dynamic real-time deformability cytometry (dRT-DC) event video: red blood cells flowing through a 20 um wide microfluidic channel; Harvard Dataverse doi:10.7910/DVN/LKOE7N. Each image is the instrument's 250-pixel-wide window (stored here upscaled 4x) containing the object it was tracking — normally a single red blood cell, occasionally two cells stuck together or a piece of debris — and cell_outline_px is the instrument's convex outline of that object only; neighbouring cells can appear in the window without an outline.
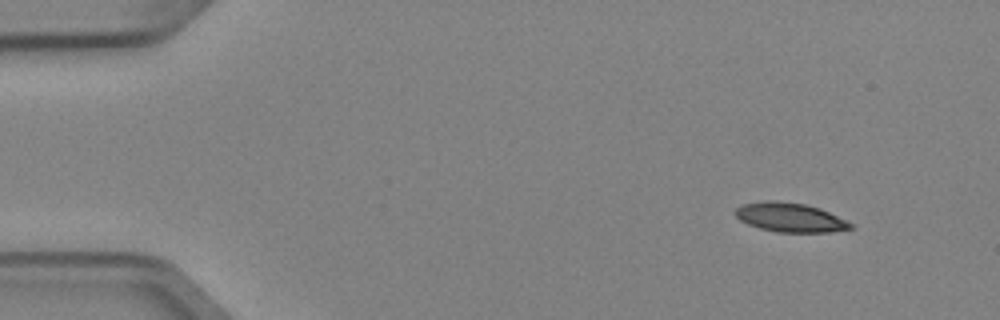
{"species": "Egyptian fruit bat (a non-hibernating species)", "species_latin": "Rousettus aegyptiacus", "temperature_condition": "cold", "stored_images_in_passage": 4, "camera_frame_rate_fps": 3000, "um_per_image_px": 0.085, "animal": {"sex": "female"}, "frame": {"image": 1, "passage_image": 1, "time_ms": 0.0, "image_size_px": [1000, 320], "cell_outline_px": [[852, 228], [828, 232], [776, 232], [760, 228], [748, 224], [740, 220], [732, 212], [740, 204], [764, 200], [776, 200], [804, 204], [820, 208], [852, 224]], "centroid_in_image_um": [67.07, 18.46], "position_along_channel_um": 17.9, "area_um2": 19.54}}
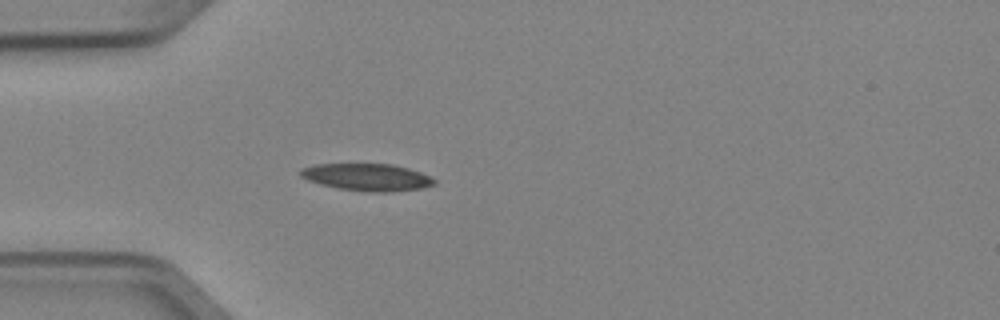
{"frame": {"image": 2, "passage_image": 4, "time_ms": 1.0, "image_size_px": [1000, 320], "cell_outline_px": [[436, 184], [424, 188], [388, 192], [368, 192], [340, 188], [320, 184], [308, 180], [300, 176], [300, 168], [312, 164], [392, 164], [408, 168], [420, 172], [436, 180]], "centroid_in_image_um": [31.2, 15.06], "position_along_channel_um": 53.8, "area_um2": 21.21}}